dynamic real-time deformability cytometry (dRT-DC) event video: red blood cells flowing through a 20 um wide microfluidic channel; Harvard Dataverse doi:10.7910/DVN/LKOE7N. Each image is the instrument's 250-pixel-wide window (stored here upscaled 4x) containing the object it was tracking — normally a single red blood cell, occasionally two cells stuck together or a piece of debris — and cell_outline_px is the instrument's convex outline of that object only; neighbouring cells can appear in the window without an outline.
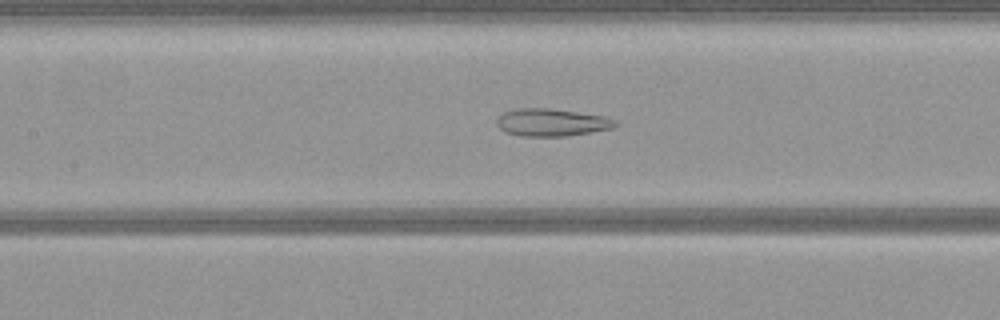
{"species": "common noctule bat (a hibernating species)", "species_latin": "Nyctalus noctula", "temperature_condition": "warm", "stored_images_in_passage": 52, "camera_frame_rate_fps": 3000, "um_per_image_px": 0.085, "animal": {"sex": "female", "body_mass_g": 21.9}, "frame": {"image": 1, "passage_image": 23, "time_ms": 7.333, "image_size_px": [1000, 320], "cell_outline_px": [[620, 124], [616, 128], [592, 132], [564, 136], [520, 136], [504, 132], [496, 124], [496, 120], [504, 112], [512, 108], [552, 108], [608, 116], [616, 120]], "centroid_in_image_um": [46.94, 10.4], "position_along_channel_um": 160.5, "area_um2": 19.48}}
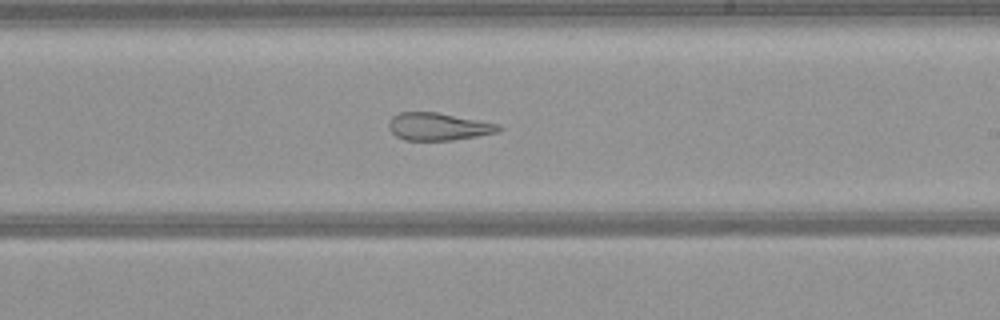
{"frame": {"image": 2, "passage_image": 30, "time_ms": 9.667, "image_size_px": [1000, 320], "cell_outline_px": [[504, 128], [496, 132], [476, 136], [452, 140], [404, 140], [396, 136], [388, 128], [388, 120], [392, 116], [400, 112], [436, 112], [500, 124]], "centroid_in_image_um": [37.23, 10.75], "position_along_channel_um": 251.8, "area_um2": 17.63}}
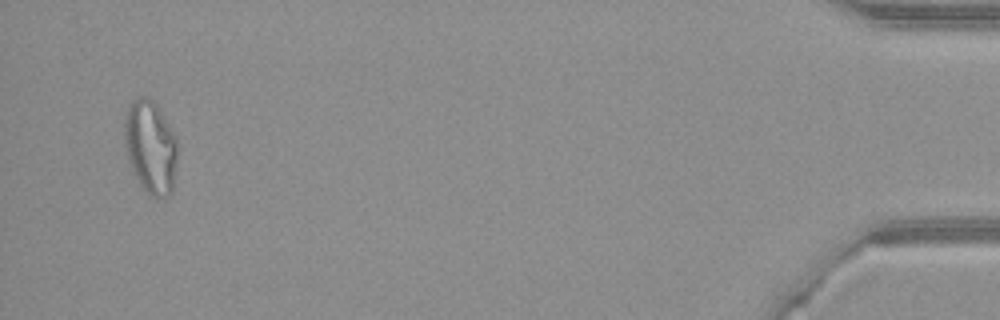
{"frame": {"image": 3, "passage_image": 50, "time_ms": 16.333, "image_size_px": [1000, 320], "cell_outline_px": [[176, 164], [172, 192], [168, 196], [148, 196], [132, 172], [128, 160], [124, 144], [124, 116], [128, 104], [132, 100], [140, 96], [148, 96], [156, 104], [176, 136]], "centroid_in_image_um": [12.76, 12.47], "position_along_channel_um": 422.4, "area_um2": 29.07}}